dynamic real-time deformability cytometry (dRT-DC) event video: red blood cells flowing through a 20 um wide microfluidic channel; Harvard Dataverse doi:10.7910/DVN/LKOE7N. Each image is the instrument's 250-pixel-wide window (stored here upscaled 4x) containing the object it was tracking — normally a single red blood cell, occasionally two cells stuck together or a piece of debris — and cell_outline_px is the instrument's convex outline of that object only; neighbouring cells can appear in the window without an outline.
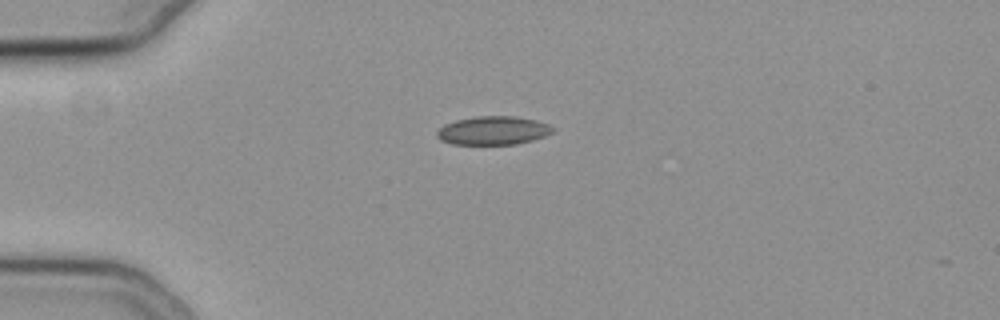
{"species": "common noctule bat (a hibernating species)", "species_latin": "Nyctalus noctula", "temperature_condition": "cold", "stored_images_in_passage": 15, "camera_frame_rate_fps": 3000, "um_per_image_px": 0.085, "animal": {"sex": "female", "body_mass_g": 19.3, "forearm_length_mm": 54.1}, "frame": {"image": 1, "passage_image": 1, "time_ms": 0.0, "image_size_px": [1000, 320], "cell_outline_px": [[556, 128], [552, 132], [544, 136], [532, 140], [516, 144], [452, 144], [440, 140], [436, 136], [436, 132], [444, 124], [456, 120], [476, 116], [512, 116], [536, 120], [548, 124]], "centroid_in_image_um": [41.9, 11.09], "position_along_channel_um": 43.1, "area_um2": 19.25}}
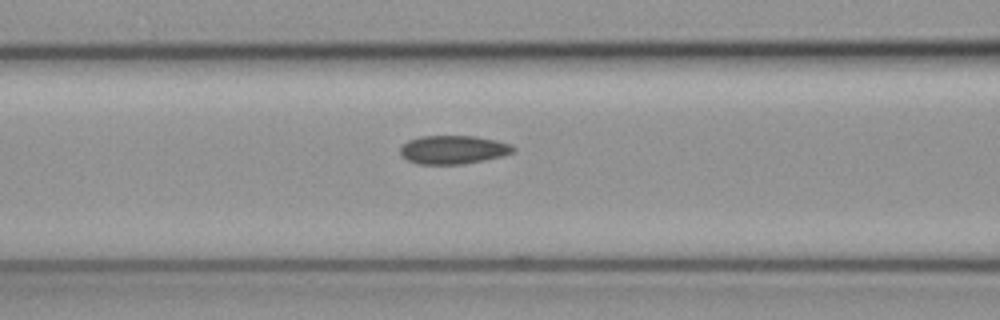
{"frame": {"image": 2, "passage_image": 10, "time_ms": 3.0, "image_size_px": [1000, 320], "cell_outline_px": [[516, 148], [512, 152], [500, 156], [484, 160], [460, 164], [416, 164], [400, 156], [400, 148], [408, 140], [420, 136], [476, 136], [496, 140], [512, 144]], "centroid_in_image_um": [38.5, 12.72], "position_along_channel_um": 128.1, "area_um2": 18.79}}
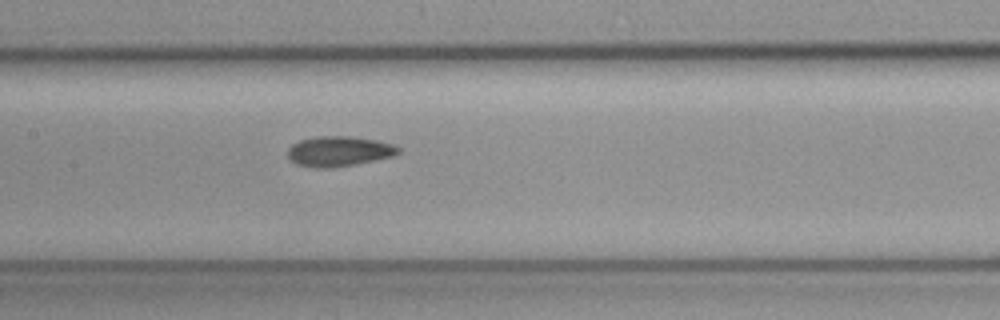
{"frame": {"image": 3, "passage_image": 14, "time_ms": 4.333, "image_size_px": [1000, 320], "cell_outline_px": [[400, 152], [392, 156], [352, 164], [328, 168], [316, 168], [296, 164], [288, 156], [288, 148], [292, 144], [300, 140], [316, 136], [348, 136], [376, 140], [392, 144], [400, 148]], "centroid_in_image_um": [28.77, 12.85], "position_along_channel_um": 178.6, "area_um2": 19.13}}